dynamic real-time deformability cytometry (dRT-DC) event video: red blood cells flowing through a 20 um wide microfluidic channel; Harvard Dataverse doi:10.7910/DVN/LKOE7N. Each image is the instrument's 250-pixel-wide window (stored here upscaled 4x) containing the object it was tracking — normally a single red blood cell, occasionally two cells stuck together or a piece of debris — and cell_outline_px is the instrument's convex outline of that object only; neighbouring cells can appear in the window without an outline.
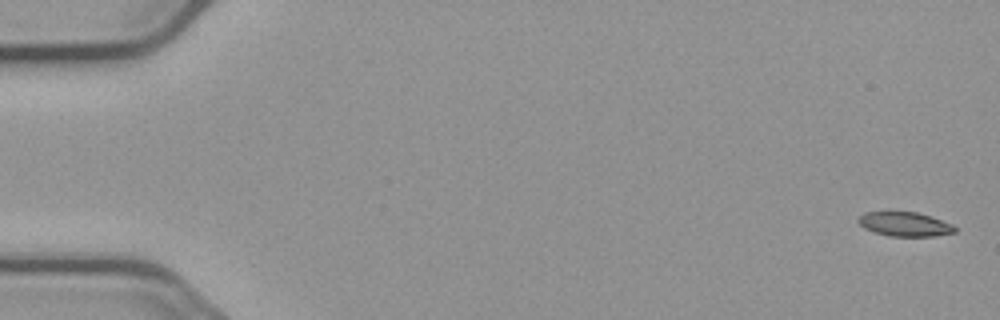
{"species": "common noctule bat (a hibernating species)", "species_latin": "Nyctalus noctula", "temperature_condition": "cold", "stored_images_in_passage": 7, "camera_frame_rate_fps": 3000, "um_per_image_px": 0.085, "animal": {"sex": "male", "body_mass_g": 23.1, "forearm_length_mm": 52.7}, "frame": {"image": 1, "passage_image": 1, "time_ms": 0.0, "image_size_px": [1000, 320], "cell_outline_px": [[956, 232], [936, 236], [888, 236], [864, 228], [856, 220], [864, 212], [916, 212], [952, 224], [956, 228]], "centroid_in_image_um": [76.89, 19.06], "position_along_channel_um": 8.1, "area_um2": 13.47}}
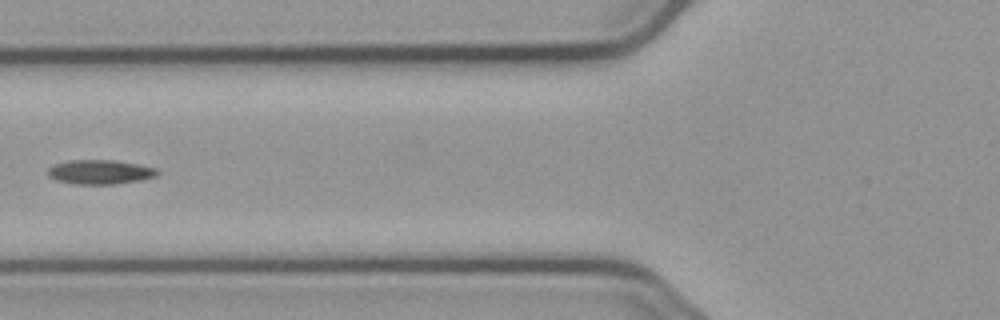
{"frame": {"image": 2, "passage_image": 6, "time_ms": 7.0, "image_size_px": [1000, 320], "cell_outline_px": [[160, 172], [156, 176], [140, 180], [116, 184], [76, 184], [56, 180], [48, 176], [48, 168], [56, 164], [68, 160], [112, 160], [136, 164], [156, 168]], "centroid_in_image_um": [8.5, 14.62], "position_along_channel_um": 117.3, "area_um2": 15.43}}
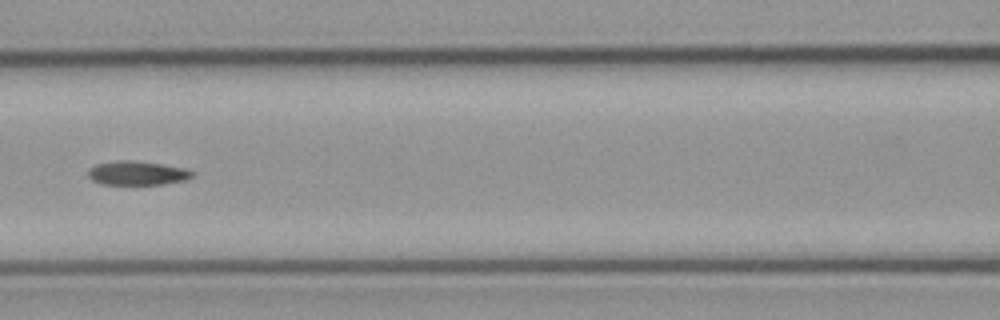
{"frame": {"image": 3, "passage_image": 7, "time_ms": 8.0, "image_size_px": [1000, 320], "cell_outline_px": [[196, 172], [192, 176], [184, 180], [164, 184], [100, 184], [92, 180], [88, 176], [88, 168], [96, 164], [116, 160], [132, 160], [160, 164], [184, 168]], "centroid_in_image_um": [11.63, 14.71], "position_along_channel_um": 155.0, "area_um2": 14.57}}